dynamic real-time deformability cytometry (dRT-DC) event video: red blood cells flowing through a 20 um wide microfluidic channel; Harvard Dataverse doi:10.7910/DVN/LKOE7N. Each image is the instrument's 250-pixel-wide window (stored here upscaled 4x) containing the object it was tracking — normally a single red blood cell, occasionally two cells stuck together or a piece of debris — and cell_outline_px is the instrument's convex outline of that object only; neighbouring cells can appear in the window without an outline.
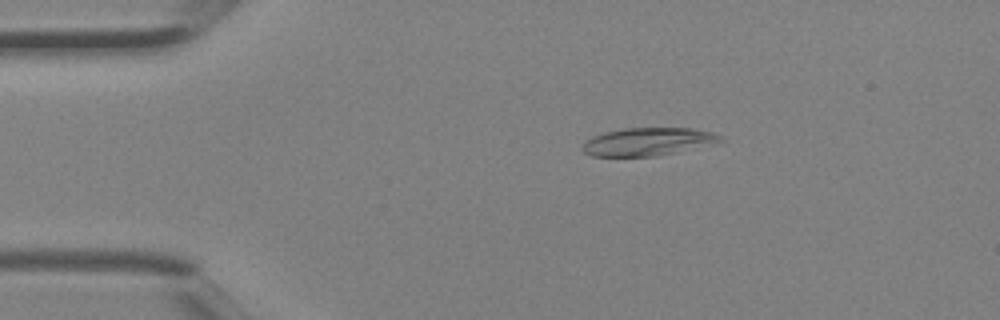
{"species": "Egyptian fruit bat (a non-hibernating species)", "species_latin": "Rousettus aegyptiacus", "temperature_condition": "room temperature", "stored_images_in_passage": 3, "camera_frame_rate_fps": 3000, "um_per_image_px": 0.085, "animal": {"sex": "female"}, "frame": {"image": 1, "passage_image": 2, "time_ms": 0.333, "image_size_px": [1000, 320], "cell_outline_px": [[724, 140], [656, 156], [592, 156], [584, 152], [584, 144], [592, 136], [604, 132], [624, 128], [692, 128], [712, 132], [724, 136]], "centroid_in_image_um": [55.05, 12.03], "position_along_channel_um": 29.9, "area_um2": 21.96}}